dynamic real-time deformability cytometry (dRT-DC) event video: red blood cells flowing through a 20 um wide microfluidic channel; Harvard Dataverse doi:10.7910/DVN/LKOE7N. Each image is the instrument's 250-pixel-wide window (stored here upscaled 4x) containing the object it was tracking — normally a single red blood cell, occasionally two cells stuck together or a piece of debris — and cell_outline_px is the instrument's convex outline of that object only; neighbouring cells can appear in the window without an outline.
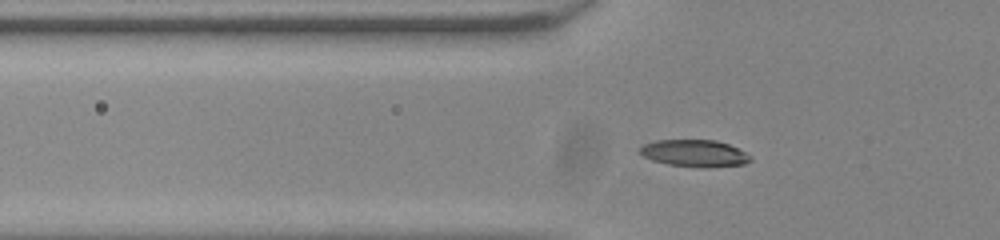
{"species": "common noctule bat (a hibernating species)", "species_latin": "Nyctalus noctula", "temperature_condition": "room temperature", "stored_images_in_passage": 40, "segment_of_instrument_passage": [1, 2], "camera_frame_rate_fps": 3000, "um_per_image_px": 0.085, "animal": {"sex": "male", "body_mass_g": 20.0, "forearm_length_mm": 53.3}, "frame": {"image": 1, "passage_image": 4, "time_ms": 1.0, "image_size_px": [1000, 240], "cell_outline_px": [[752, 160], [744, 164], [704, 168], [668, 164], [652, 160], [644, 156], [640, 152], [640, 148], [644, 144], [656, 140], [716, 140], [728, 144], [752, 156]], "centroid_in_image_um": [59.05, 13.03], "position_along_channel_um": 66.7, "area_um2": 17.28}}
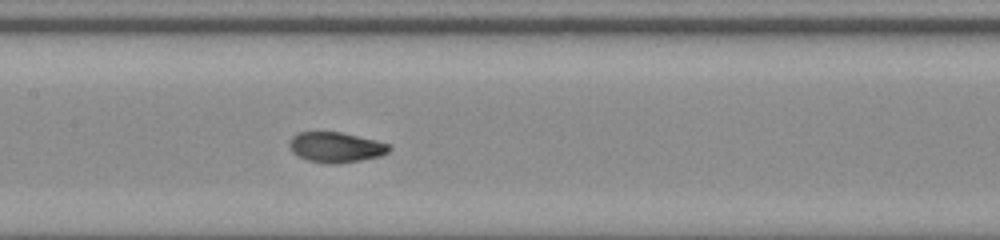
{"frame": {"image": 2, "passage_image": 13, "time_ms": 4.0, "image_size_px": [1000, 240], "cell_outline_px": [[392, 148], [388, 152], [380, 156], [360, 160], [336, 164], [308, 160], [292, 152], [288, 144], [292, 136], [300, 132], [340, 132], [376, 140], [392, 144]], "centroid_in_image_um": [28.58, 12.5], "position_along_channel_um": 178.8, "area_um2": 17.51}}
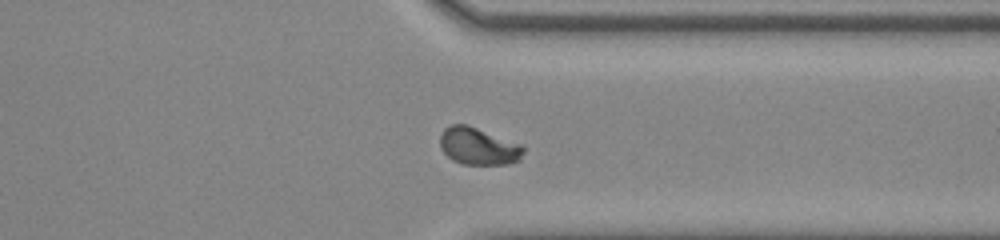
{"frame": {"image": 3, "passage_image": 28, "time_ms": 9.0, "image_size_px": [1000, 240], "cell_outline_px": [[524, 152], [520, 160], [508, 164], [460, 164], [452, 160], [440, 148], [440, 132], [448, 124], [468, 124], [524, 144]], "centroid_in_image_um": [40.67, 12.41], "position_along_channel_um": 370.7, "area_um2": 18.61}}